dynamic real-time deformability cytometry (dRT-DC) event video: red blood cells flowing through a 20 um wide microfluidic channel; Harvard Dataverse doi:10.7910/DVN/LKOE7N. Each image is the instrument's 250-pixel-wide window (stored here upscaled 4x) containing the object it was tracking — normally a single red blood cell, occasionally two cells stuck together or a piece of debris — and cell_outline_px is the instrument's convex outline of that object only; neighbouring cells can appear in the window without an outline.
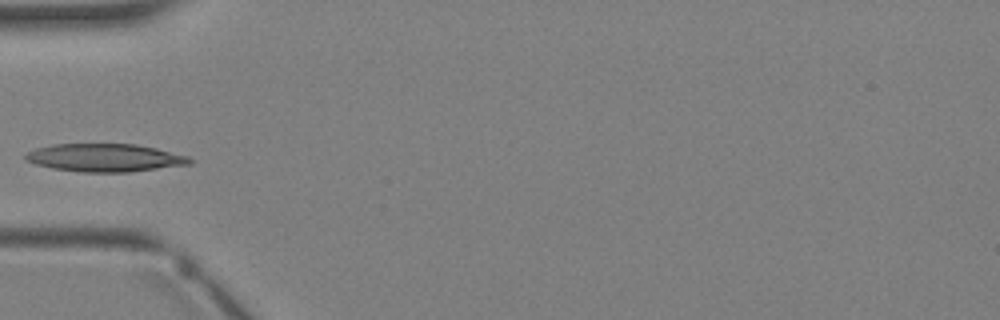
{"species": "Egyptian fruit bat (a non-hibernating species)", "species_latin": "Rousettus aegyptiacus", "temperature_condition": "warm", "stored_images_in_passage": 1, "camera_frame_rate_fps": 3000, "um_per_image_px": 0.085, "animal": {"sex": "female"}, "frame": {"image": 1, "passage_image": 1, "time_ms": 0.0, "image_size_px": [1000, 320], "cell_outline_px": [[192, 164], [128, 172], [80, 172], [52, 168], [36, 164], [24, 160], [24, 156], [28, 152], [36, 148], [52, 144], [136, 144], [156, 148], [188, 156], [192, 160]], "centroid_in_image_um": [8.9, 13.41], "position_along_channel_um": 76.1, "area_um2": 26.76}}